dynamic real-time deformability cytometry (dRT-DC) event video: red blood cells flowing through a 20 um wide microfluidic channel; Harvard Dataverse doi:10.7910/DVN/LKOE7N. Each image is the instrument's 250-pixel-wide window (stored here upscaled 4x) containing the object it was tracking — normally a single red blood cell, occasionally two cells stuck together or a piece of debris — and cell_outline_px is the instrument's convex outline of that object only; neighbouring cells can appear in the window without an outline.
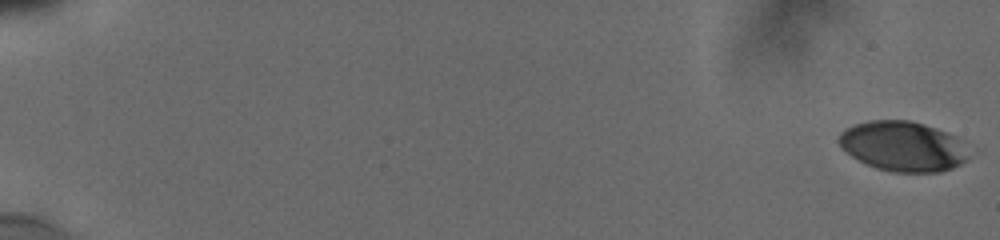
{"species": "human", "species_latin": "Homo sapiens", "temperature_condition": "cold", "stored_images_in_passage": 25, "camera_frame_rate_fps": 3000, "um_per_image_px": 0.085, "donor": {"sex": "male"}, "frame": {"image": 1, "passage_image": 1, "time_ms": 0.0, "image_size_px": [1000, 240], "cell_outline_px": [[976, 152], [960, 164], [952, 168], [940, 172], [892, 172], [876, 168], [852, 156], [840, 148], [836, 140], [840, 132], [856, 124], [872, 120], [908, 120], [924, 124], [936, 128], [956, 136], [976, 148]], "centroid_in_image_um": [76.86, 12.44], "position_along_channel_um": 8.1, "area_um2": 38.67}}
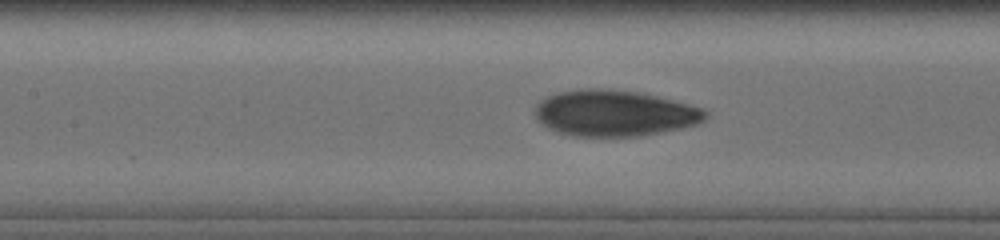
{"frame": {"image": 2, "passage_image": 22, "time_ms": 9.333, "image_size_px": [1000, 240], "cell_outline_px": [[708, 116], [704, 120], [696, 124], [680, 128], [640, 136], [572, 136], [548, 128], [536, 120], [536, 104], [540, 100], [548, 96], [560, 92], [584, 88], [608, 88], [640, 92], [688, 104], [700, 108], [708, 112]], "centroid_in_image_um": [52.21, 9.61], "position_along_channel_um": 155.2, "area_um2": 45.66}}
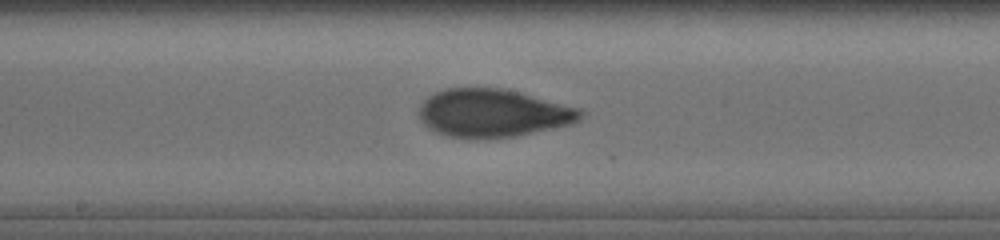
{"frame": {"image": 3, "passage_image": 25, "time_ms": 10.667, "image_size_px": [1000, 240], "cell_outline_px": [[584, 112], [576, 120], [568, 124], [516, 136], [448, 136], [436, 132], [428, 128], [420, 120], [420, 104], [428, 96], [444, 88], [504, 88], [520, 92], [580, 108]], "centroid_in_image_um": [41.86, 9.57], "position_along_channel_um": 206.3, "area_um2": 44.22}}